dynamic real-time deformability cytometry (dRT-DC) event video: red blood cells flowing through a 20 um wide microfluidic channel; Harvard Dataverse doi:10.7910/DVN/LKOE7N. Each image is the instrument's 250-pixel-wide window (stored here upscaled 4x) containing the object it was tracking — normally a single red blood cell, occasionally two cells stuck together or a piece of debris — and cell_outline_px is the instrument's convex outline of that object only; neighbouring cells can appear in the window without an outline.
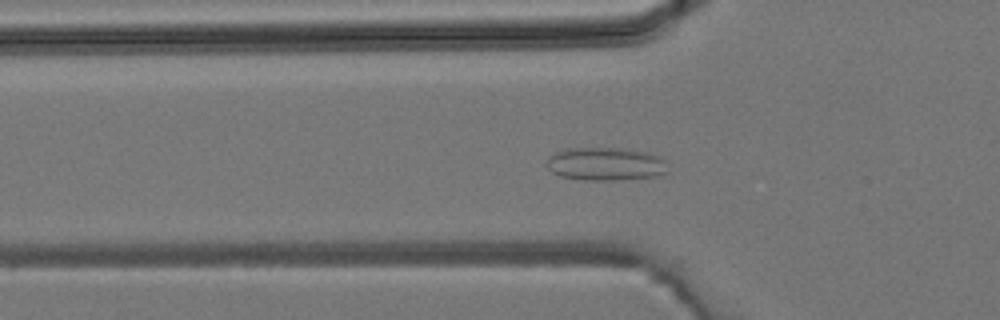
{"species": "common noctule bat (a hibernating species)", "species_latin": "Nyctalus noctula", "temperature_condition": "room temperature", "stored_images_in_passage": 34, "camera_frame_rate_fps": 3000, "um_per_image_px": 0.085, "animal": {"sex": "male", "body_mass_g": 19.2, "forearm_length_mm": 51.8}, "frame": {"image": 1, "passage_image": 4, "time_ms": 1.0, "image_size_px": [1000, 320], "cell_outline_px": [[668, 172], [656, 176], [612, 180], [584, 180], [560, 176], [552, 172], [548, 168], [548, 160], [556, 152], [564, 148], [620, 148], [648, 152], [660, 156], [664, 160]], "centroid_in_image_um": [51.49, 13.93], "position_along_channel_um": 74.3, "area_um2": 23.29}}
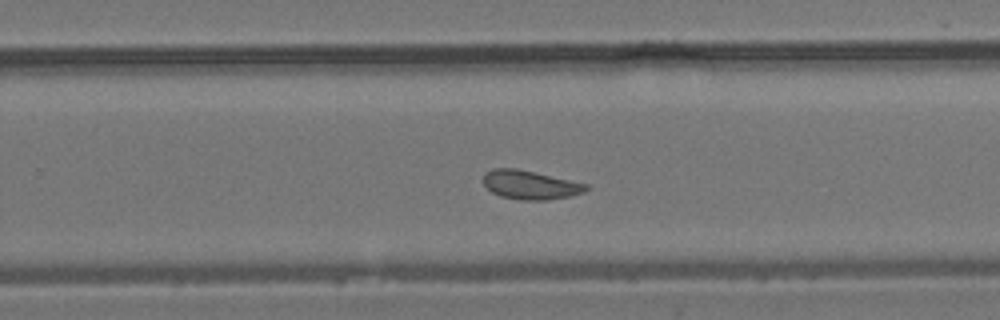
{"frame": {"image": 2, "passage_image": 18, "time_ms": 5.667, "image_size_px": [1000, 320], "cell_outline_px": [[588, 188], [584, 192], [572, 196], [548, 200], [520, 200], [500, 196], [492, 192], [484, 184], [484, 172], [492, 168], [516, 168], [588, 184]], "centroid_in_image_um": [45.06, 15.72], "position_along_channel_um": 284.7, "area_um2": 17.28}}
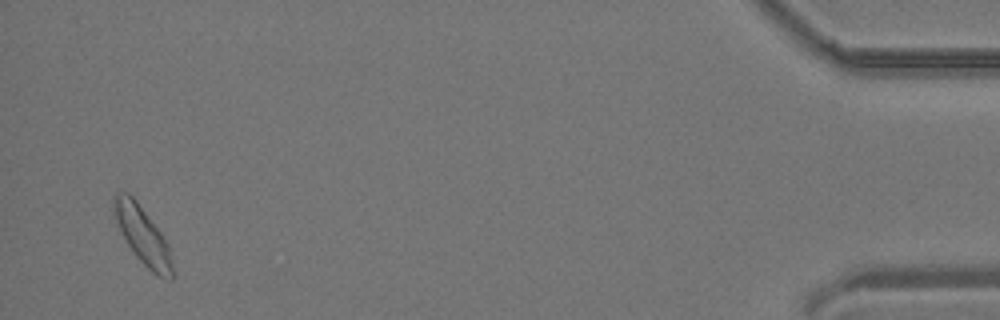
{"frame": {"image": 3, "passage_image": 33, "time_ms": 10.667, "image_size_px": [1000, 320], "cell_outline_px": [[176, 276], [156, 276], [136, 256], [128, 244], [112, 212], [112, 196], [116, 192], [128, 192], [136, 200], [160, 232], [168, 244], [176, 272]], "centroid_in_image_um": [12.12, 19.99], "position_along_channel_um": 423.1, "area_um2": 19.42}}